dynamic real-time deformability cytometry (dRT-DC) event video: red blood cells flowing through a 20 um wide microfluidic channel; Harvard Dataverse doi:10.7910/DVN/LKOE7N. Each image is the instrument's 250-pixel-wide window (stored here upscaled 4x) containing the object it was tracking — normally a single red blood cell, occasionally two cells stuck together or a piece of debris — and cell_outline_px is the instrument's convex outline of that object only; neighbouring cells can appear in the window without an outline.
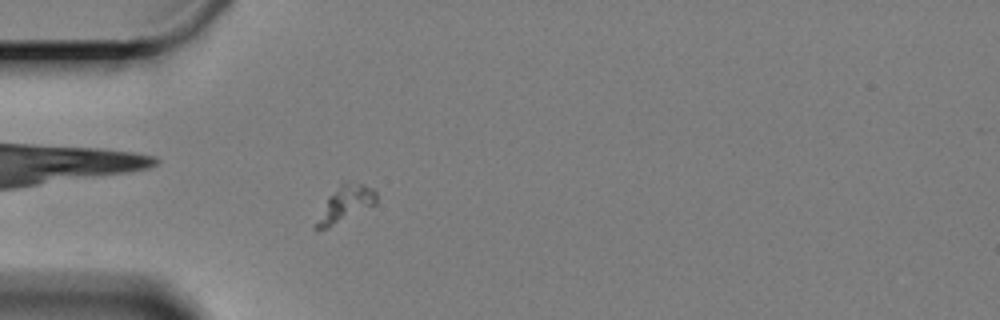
{"species": "Egyptian fruit bat (a non-hibernating species)", "species_latin": "Rousettus aegyptiacus", "temperature_condition": "cold", "stored_images_in_passage": 46, "camera_frame_rate_fps": 3000, "um_per_image_px": 0.085, "animal": {"sex": "female"}, "frame": {"image": 1, "passage_image": 1, "time_ms": 0.0, "image_size_px": [1000, 320], "cell_outline_px": [[376, 204], [328, 228], [312, 228], [312, 224], [328, 196], [344, 180], [364, 184], [372, 188], [376, 192]], "centroid_in_image_um": [29.31, 17.32], "position_along_channel_um": 55.7, "area_um2": 12.72}}
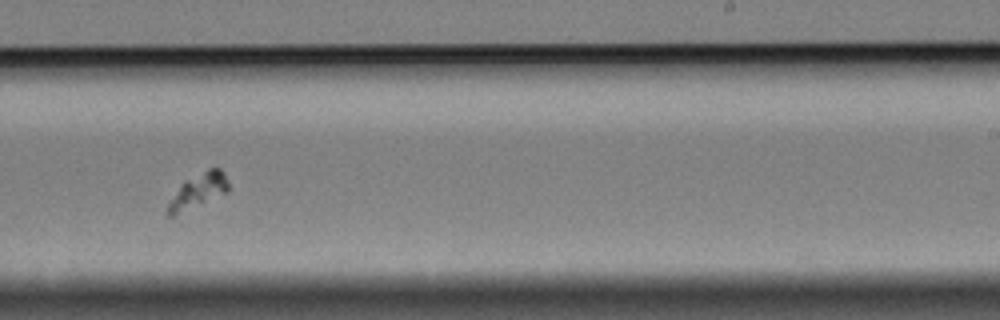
{"frame": {"image": 2, "passage_image": 22, "time_ms": 7.0, "image_size_px": [1000, 320], "cell_outline_px": [[228, 192], [172, 216], [168, 216], [168, 204], [180, 184], [184, 180], [208, 168], [220, 168], [224, 172], [228, 180]], "centroid_in_image_um": [16.87, 16.17], "position_along_channel_um": 272.1, "area_um2": 11.96}}
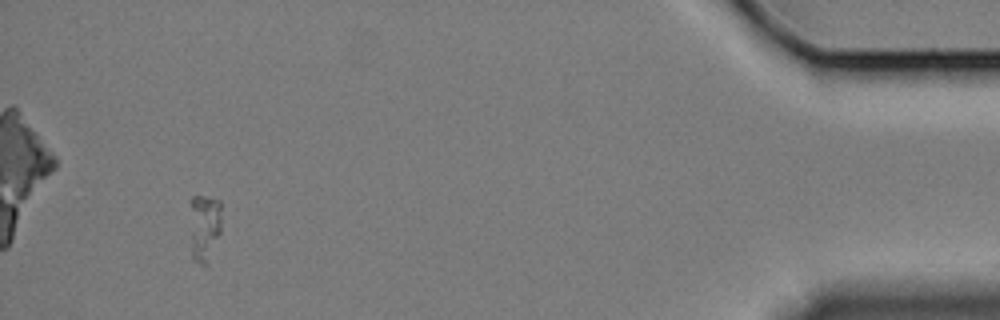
{"frame": {"image": 3, "passage_image": 42, "time_ms": 13.667, "image_size_px": [1000, 320], "cell_outline_px": [[220, 232], [208, 264], [200, 264], [192, 260], [188, 200], [192, 196], [204, 196], [220, 200]], "centroid_in_image_um": [17.32, 19.29], "position_along_channel_um": 417.9, "area_um2": 12.95}}